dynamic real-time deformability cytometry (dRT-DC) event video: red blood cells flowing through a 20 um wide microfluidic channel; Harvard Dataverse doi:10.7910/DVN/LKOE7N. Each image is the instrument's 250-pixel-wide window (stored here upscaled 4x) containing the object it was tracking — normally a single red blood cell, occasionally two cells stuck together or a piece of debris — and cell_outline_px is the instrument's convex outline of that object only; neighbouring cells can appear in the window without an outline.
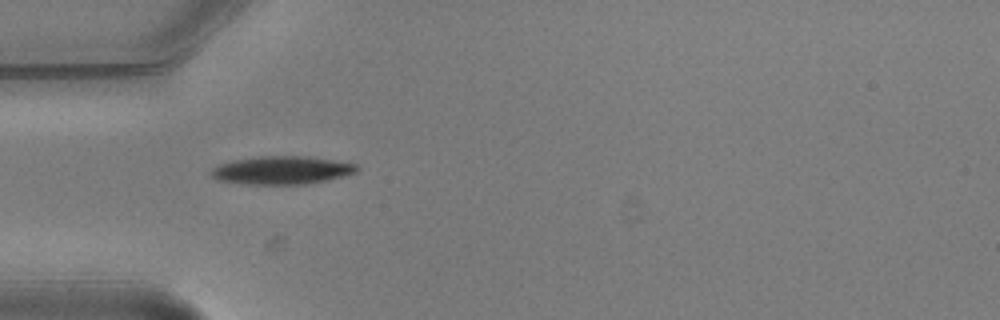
{"species": "common noctule bat (a hibernating species)", "species_latin": "Nyctalus noctula", "temperature_condition": "warm", "stored_images_in_passage": 4, "camera_frame_rate_fps": 3000, "um_per_image_px": 0.085, "animal": {"sex": "male", "body_mass_g": 20.5, "forearm_length_mm": 52.5}, "frame": {"image": 1, "passage_image": 1, "time_ms": 0.0, "image_size_px": [1000, 320], "cell_outline_px": [[356, 172], [328, 180], [304, 184], [240, 184], [216, 180], [212, 176], [212, 168], [220, 164], [236, 160], [260, 156], [308, 156], [356, 164]], "centroid_in_image_um": [23.92, 14.47], "position_along_channel_um": 61.1, "area_um2": 23.64}}
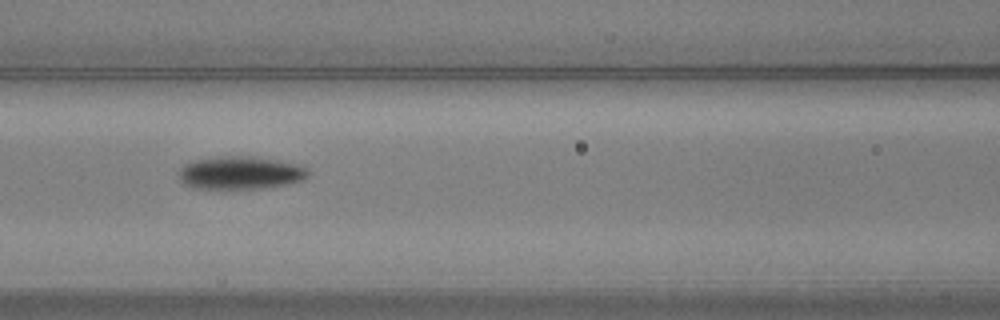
{"frame": {"image": 2, "passage_image": 3, "time_ms": 0.667, "image_size_px": [1000, 320], "cell_outline_px": [[308, 176], [304, 180], [288, 184], [264, 188], [224, 192], [192, 188], [184, 184], [180, 180], [176, 172], [184, 164], [192, 160], [232, 156], [252, 156], [296, 164], [308, 168]], "centroid_in_image_um": [20.35, 14.75], "position_along_channel_um": 146.2, "area_um2": 25.84}}
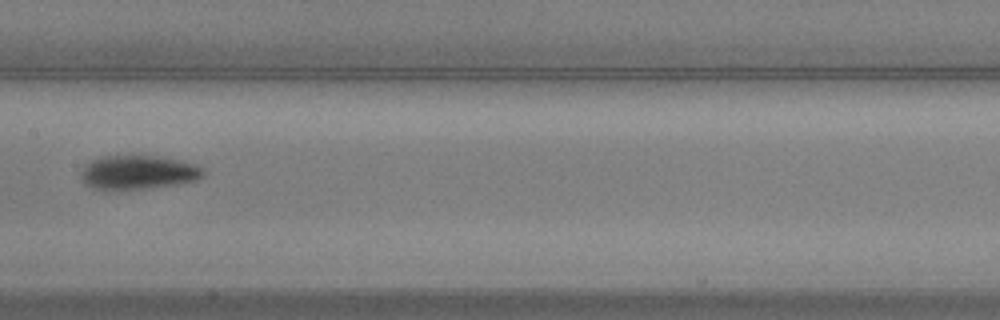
{"frame": {"image": 3, "passage_image": 4, "time_ms": 1.0, "image_size_px": [1000, 320], "cell_outline_px": [[204, 176], [200, 180], [180, 184], [152, 188], [116, 192], [92, 188], [84, 184], [80, 176], [80, 172], [84, 164], [100, 156], [152, 156], [180, 160], [196, 164], [204, 168]], "centroid_in_image_um": [11.72, 14.69], "position_along_channel_um": 195.7, "area_um2": 25.14}}